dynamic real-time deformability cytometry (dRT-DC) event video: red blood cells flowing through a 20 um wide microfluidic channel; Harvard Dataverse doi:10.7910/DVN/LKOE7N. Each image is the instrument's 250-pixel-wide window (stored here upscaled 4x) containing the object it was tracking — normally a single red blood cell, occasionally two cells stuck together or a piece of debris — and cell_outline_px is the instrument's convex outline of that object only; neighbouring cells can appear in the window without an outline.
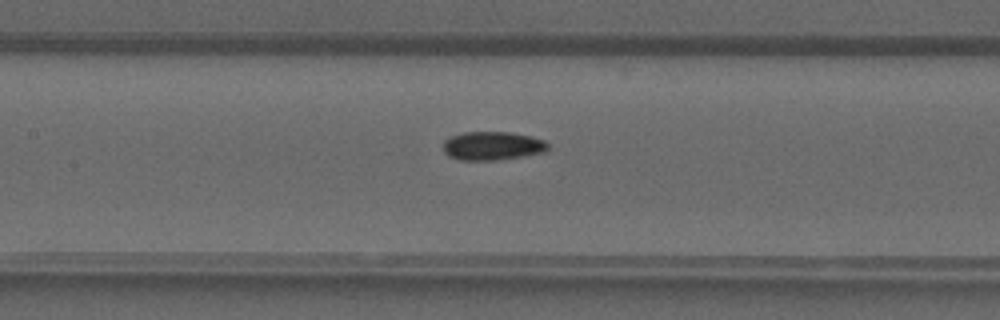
{"species": "common noctule bat (a hibernating species)", "species_latin": "Nyctalus noctula", "temperature_condition": "warm", "stored_images_in_passage": 42, "camera_frame_rate_fps": 3000, "um_per_image_px": 0.085, "animal": {"sex": "male", "forearm_length_mm": 52.5}, "frame": {"image": 1, "passage_image": 20, "time_ms": 6.333, "image_size_px": [1000, 320], "cell_outline_px": [[548, 152], [496, 160], [460, 160], [448, 156], [444, 152], [444, 140], [452, 136], [464, 132], [512, 132], [532, 136], [544, 140], [548, 144]], "centroid_in_image_um": [41.88, 12.39], "position_along_channel_um": 165.5, "area_um2": 17.57}}
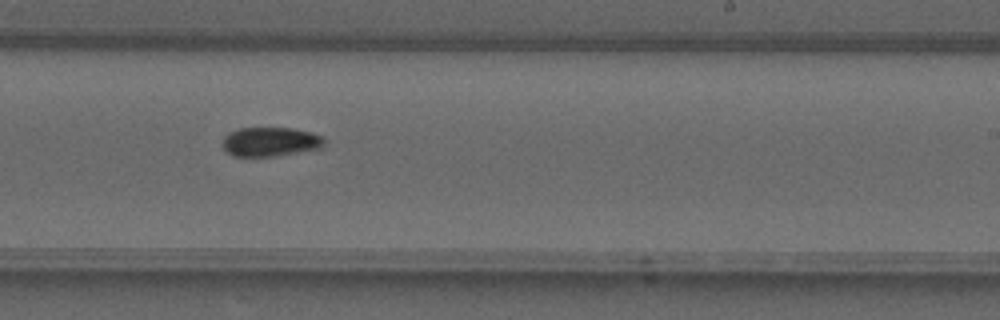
{"frame": {"image": 2, "passage_image": 26, "time_ms": 8.333, "image_size_px": [1000, 320], "cell_outline_px": [[324, 148], [276, 156], [232, 156], [220, 144], [224, 136], [228, 132], [236, 128], [292, 128], [312, 132], [324, 136]], "centroid_in_image_um": [22.98, 12.04], "position_along_channel_um": 266.0, "area_um2": 17.69}}
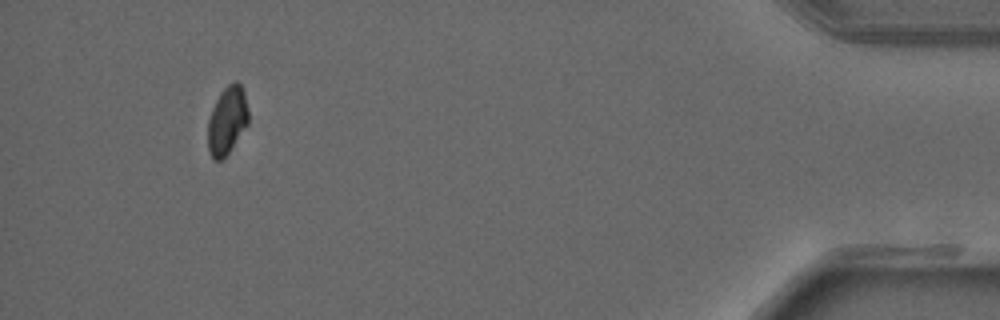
{"frame": {"image": 3, "passage_image": 39, "time_ms": 12.667, "image_size_px": [1000, 320], "cell_outline_px": [[248, 124], [224, 160], [216, 160], [208, 152], [208, 120], [212, 108], [220, 92], [228, 84], [236, 80], [240, 84], [244, 92], [248, 112]], "centroid_in_image_um": [19.3, 10.25], "position_along_channel_um": 415.9, "area_um2": 16.13}}